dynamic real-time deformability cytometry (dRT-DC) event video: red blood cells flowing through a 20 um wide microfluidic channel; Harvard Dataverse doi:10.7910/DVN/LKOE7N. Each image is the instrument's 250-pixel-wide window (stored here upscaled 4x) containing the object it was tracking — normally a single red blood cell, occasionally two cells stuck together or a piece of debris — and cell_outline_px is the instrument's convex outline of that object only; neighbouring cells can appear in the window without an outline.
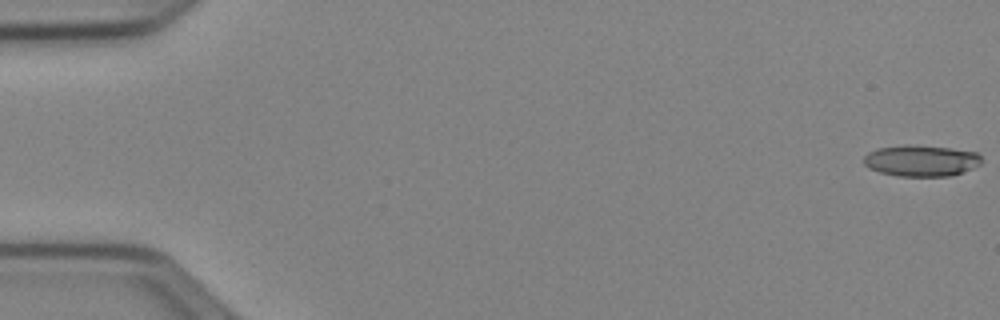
{"species": "Egyptian fruit bat (a non-hibernating species)", "species_latin": "Rousettus aegyptiacus", "temperature_condition": "cold", "stored_images_in_passage": 6, "camera_frame_rate_fps": 3000, "um_per_image_px": 0.085, "animal": {"sex": "female"}, "frame": {"image": 1, "passage_image": 1, "time_ms": 0.0, "image_size_px": [1000, 320], "cell_outline_px": [[980, 164], [964, 172], [948, 176], [896, 176], [880, 172], [868, 168], [864, 164], [864, 156], [868, 152], [876, 148], [904, 144], [952, 148], [976, 152], [980, 156]], "centroid_in_image_um": [78.26, 13.65], "position_along_channel_um": 6.7, "area_um2": 21.56}}